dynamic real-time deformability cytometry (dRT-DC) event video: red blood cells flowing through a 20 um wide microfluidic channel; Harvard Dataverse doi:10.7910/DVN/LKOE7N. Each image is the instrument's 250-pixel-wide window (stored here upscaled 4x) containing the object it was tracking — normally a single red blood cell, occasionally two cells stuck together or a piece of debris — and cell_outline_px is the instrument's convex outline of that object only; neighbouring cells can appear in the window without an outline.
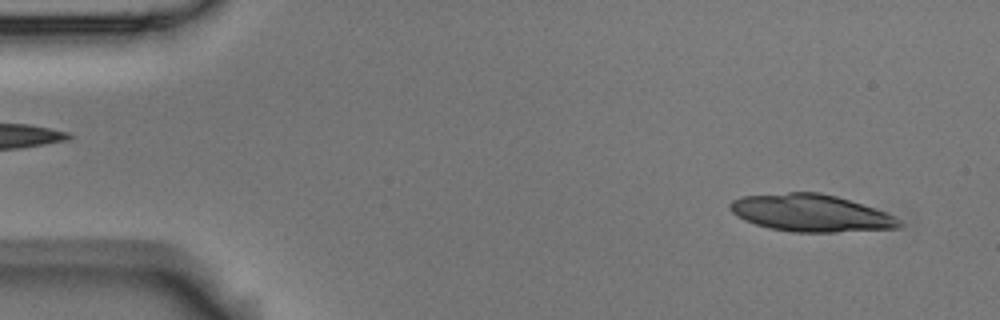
{"species": "Egyptian fruit bat (a non-hibernating species)", "species_latin": "Rousettus aegyptiacus", "temperature_condition": "room temperature", "stored_images_in_passage": 4, "camera_frame_rate_fps": 3000, "um_per_image_px": 0.085, "animal": {"sex": "male"}, "frame": {"image": 1, "passage_image": 1, "time_ms": 0.0, "image_size_px": [1000, 320], "cell_outline_px": [[904, 224], [900, 228], [836, 232], [792, 232], [768, 228], [744, 220], [732, 212], [728, 208], [728, 204], [732, 200], [744, 196], [788, 192], [820, 192], [836, 196], [896, 216]], "centroid_in_image_um": [68.91, 18.11], "position_along_channel_um": 16.1, "area_um2": 36.65}}